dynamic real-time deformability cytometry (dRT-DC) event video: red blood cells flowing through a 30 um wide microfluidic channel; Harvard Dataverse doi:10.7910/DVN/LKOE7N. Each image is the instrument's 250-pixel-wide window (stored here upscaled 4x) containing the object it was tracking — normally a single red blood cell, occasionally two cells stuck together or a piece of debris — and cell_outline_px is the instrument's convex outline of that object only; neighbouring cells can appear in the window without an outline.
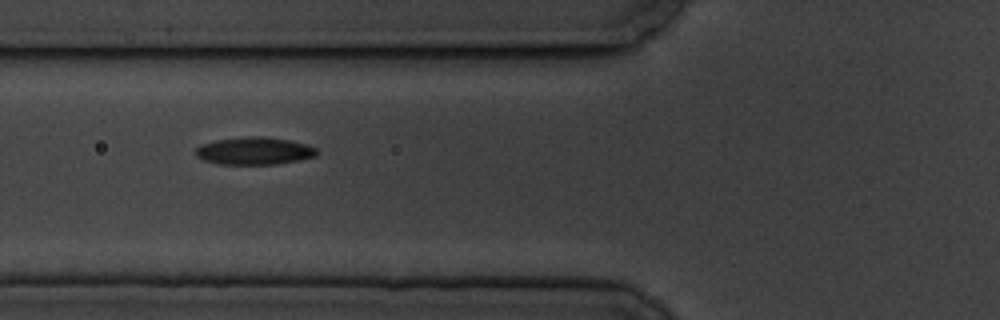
{"species": "common noctule bat (a hibernating species)", "species_latin": "Nyctalus noctula", "temperature_condition": "cold", "stored_images_in_passage": 8, "camera_frame_rate_fps": 3000, "um_per_image_px": 0.085, "animal": {"sex": "male", "body_mass_g": 19.5, "forearm_length_mm": 54.6}, "frame": {"image": 1, "passage_image": 2, "time_ms": 1.0, "image_size_px": [1000, 320], "cell_outline_px": [[316, 156], [300, 160], [276, 164], [220, 164], [204, 160], [196, 156], [196, 148], [204, 144], [216, 140], [248, 136], [264, 136], [288, 140], [308, 144], [316, 148]], "centroid_in_image_um": [21.64, 12.82], "position_along_channel_um": 104.2, "area_um2": 19.31}}
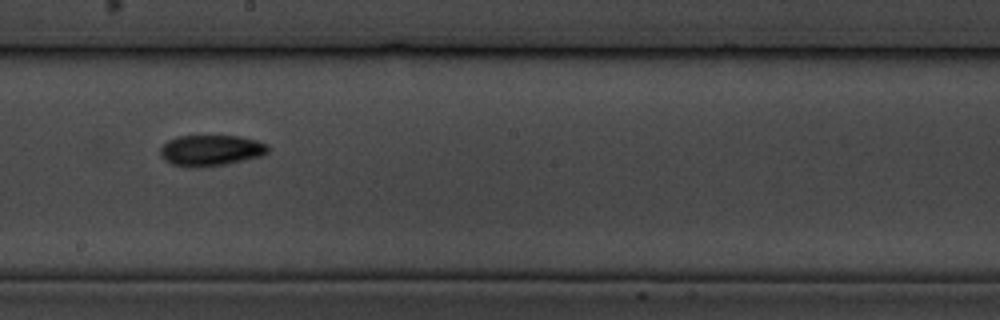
{"frame": {"image": 2, "passage_image": 5, "time_ms": 4.667, "image_size_px": [1000, 320], "cell_outline_px": [[268, 152], [264, 156], [228, 164], [200, 168], [192, 168], [172, 164], [164, 160], [160, 156], [160, 148], [168, 140], [180, 136], [240, 136], [256, 140], [268, 144]], "centroid_in_image_um": [17.94, 12.8], "position_along_channel_um": 230.3, "area_um2": 19.77}}
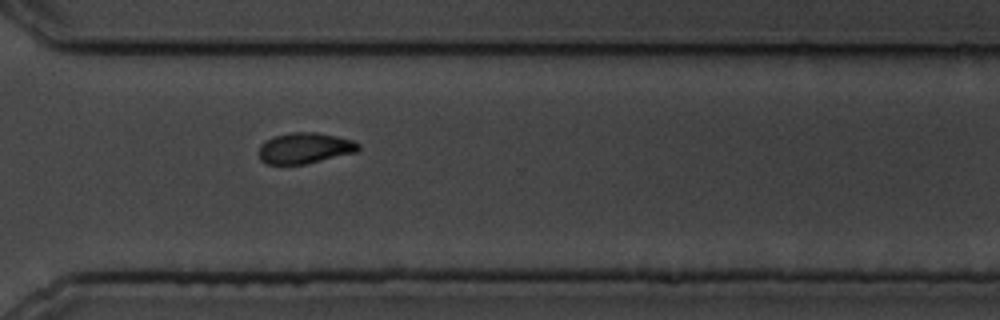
{"frame": {"image": 3, "passage_image": 8, "time_ms": 8.0, "image_size_px": [1000, 320], "cell_outline_px": [[360, 148], [356, 152], [304, 164], [268, 164], [260, 160], [260, 144], [272, 136], [292, 132], [316, 132], [336, 136], [352, 140], [360, 144]], "centroid_in_image_um": [25.9, 12.58], "position_along_channel_um": 344.7, "area_um2": 17.8}}